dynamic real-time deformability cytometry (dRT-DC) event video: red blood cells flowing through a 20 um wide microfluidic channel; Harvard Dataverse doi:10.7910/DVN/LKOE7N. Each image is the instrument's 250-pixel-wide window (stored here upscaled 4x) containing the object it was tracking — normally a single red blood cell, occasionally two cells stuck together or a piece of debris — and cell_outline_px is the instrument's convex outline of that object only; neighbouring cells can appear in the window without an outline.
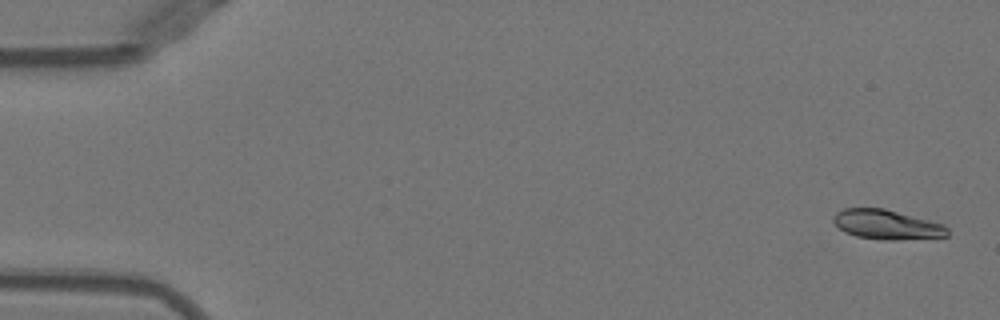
{"species": "Egyptian fruit bat (a non-hibernating species)", "species_latin": "Rousettus aegyptiacus", "temperature_condition": "warm", "stored_images_in_passage": 52, "camera_frame_rate_fps": 3000, "um_per_image_px": 0.085, "animal": {"sex": "female"}, "frame": {"image": 1, "passage_image": 2, "time_ms": 0.333, "image_size_px": [1000, 320], "cell_outline_px": [[948, 236], [896, 240], [884, 240], [856, 236], [844, 232], [832, 220], [832, 216], [836, 212], [844, 208], [884, 208], [944, 224], [948, 228]], "centroid_in_image_um": [75.36, 19.09], "position_along_channel_um": 9.6, "area_um2": 19.65}}
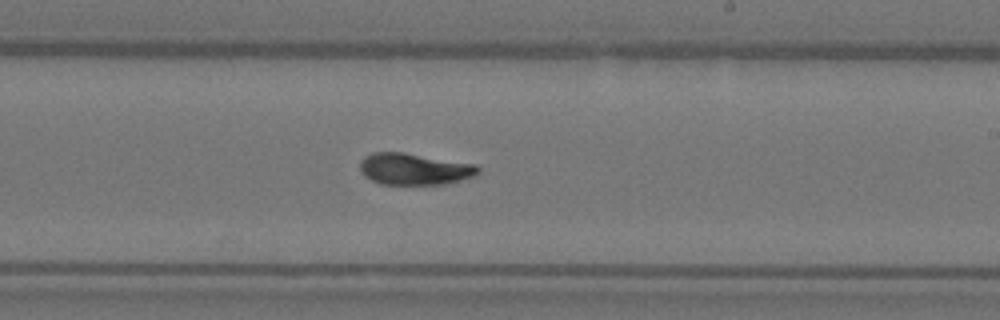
{"frame": {"image": 2, "passage_image": 31, "time_ms": 10.0, "image_size_px": [1000, 320], "cell_outline_px": [[480, 172], [472, 176], [460, 180], [444, 184], [380, 184], [364, 176], [360, 172], [360, 160], [364, 156], [372, 152], [404, 152], [476, 164], [480, 168]], "centroid_in_image_um": [35.19, 14.35], "position_along_channel_um": 253.8, "area_um2": 21.85}}
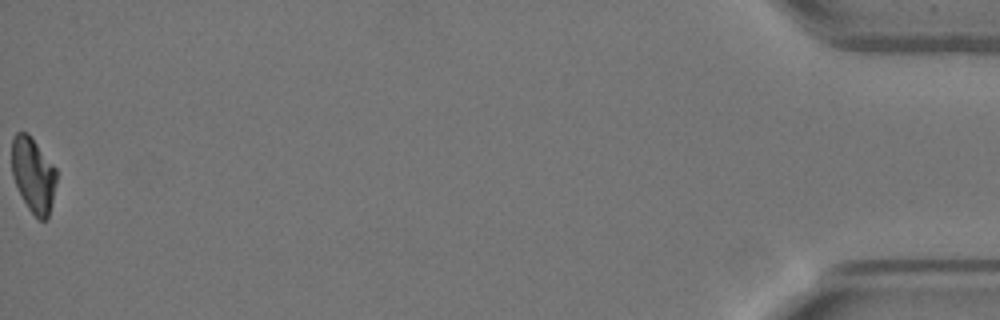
{"frame": {"image": 3, "passage_image": 52, "time_ms": 17.0, "image_size_px": [1000, 320], "cell_outline_px": [[56, 180], [52, 200], [48, 216], [44, 220], [40, 220], [28, 208], [12, 176], [12, 140], [16, 132], [28, 132], [56, 168]], "centroid_in_image_um": [2.82, 14.82], "position_along_channel_um": 432.4, "area_um2": 19.19}, "authors_computed_cell_mechanics": {"area_um2": 21.1259, "velocity_mm_per_s": 3.9632, "shape_relaxation_time_tau1_ms": 8.4448, "shape_relaxation_time_tau2_ms": 1.7103, "deformation_change_tau1": 0.2398, "deformation_change_tau2": 0.0441}}